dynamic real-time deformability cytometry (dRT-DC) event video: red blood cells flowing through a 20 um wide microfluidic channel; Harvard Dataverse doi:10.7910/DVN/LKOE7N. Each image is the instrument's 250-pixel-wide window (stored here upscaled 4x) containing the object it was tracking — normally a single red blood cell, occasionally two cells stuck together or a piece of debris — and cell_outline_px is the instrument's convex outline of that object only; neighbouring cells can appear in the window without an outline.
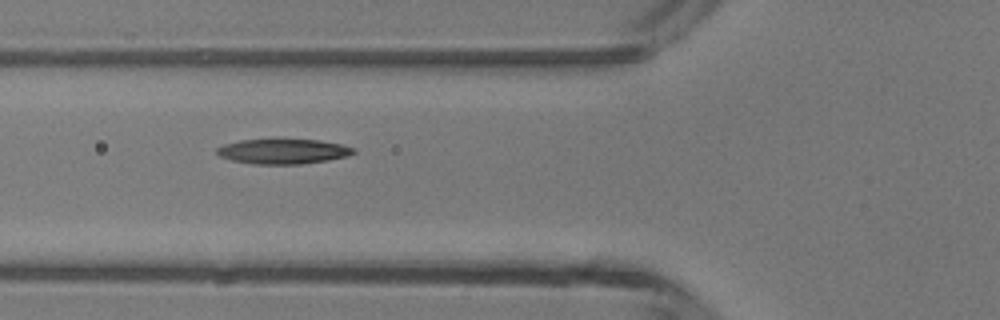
{"species": "common noctule bat (a hibernating species)", "species_latin": "Nyctalus noctula", "temperature_condition": "room temperature", "stored_images_in_passage": 6, "camera_frame_rate_fps": 3000, "um_per_image_px": 0.085, "animal": {"sex": "male", "body_mass_g": 13.3}, "frame": {"image": 1, "passage_image": 5, "time_ms": 5.333, "image_size_px": [1000, 320], "cell_outline_px": [[356, 152], [348, 156], [328, 160], [300, 164], [252, 164], [232, 160], [220, 156], [216, 152], [216, 148], [224, 144], [240, 140], [320, 140], [340, 144], [356, 148]], "centroid_in_image_um": [24.08, 12.87], "position_along_channel_um": 101.7, "area_um2": 19.77}}
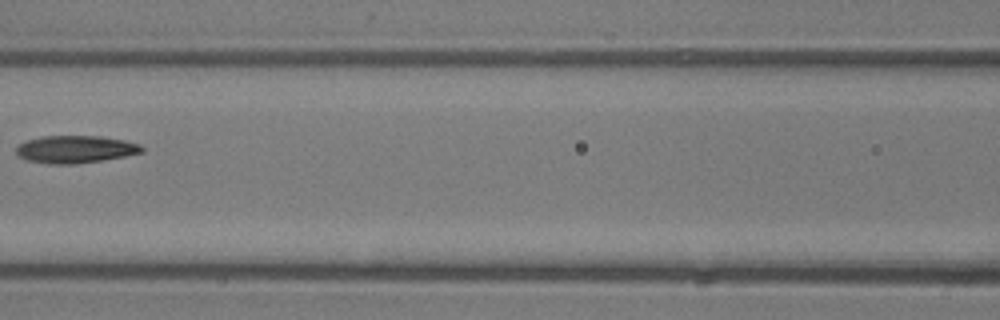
{"frame": {"image": 2, "passage_image": 6, "time_ms": 6.667, "image_size_px": [1000, 320], "cell_outline_px": [[144, 152], [104, 160], [76, 164], [48, 164], [28, 160], [20, 156], [16, 152], [16, 148], [24, 140], [40, 136], [100, 136], [124, 140], [140, 144], [144, 148]], "centroid_in_image_um": [6.41, 12.68], "position_along_channel_um": 160.2, "area_um2": 20.23}}